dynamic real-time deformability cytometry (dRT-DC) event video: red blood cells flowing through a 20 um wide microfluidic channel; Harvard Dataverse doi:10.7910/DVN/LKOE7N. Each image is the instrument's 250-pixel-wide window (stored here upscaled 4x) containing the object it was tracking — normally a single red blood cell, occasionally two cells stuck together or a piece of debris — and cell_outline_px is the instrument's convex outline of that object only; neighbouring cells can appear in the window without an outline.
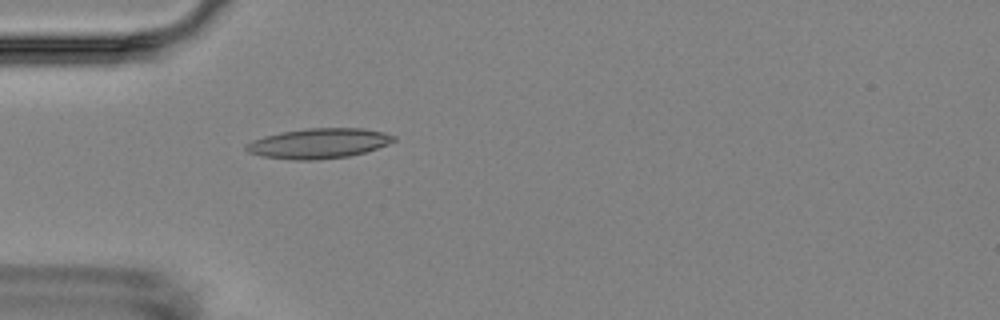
{"species": "Egyptian fruit bat (a non-hibernating species)", "species_latin": "Rousettus aegyptiacus", "temperature_condition": "room temperature", "stored_images_in_passage": 4, "camera_frame_rate_fps": 3000, "um_per_image_px": 0.085, "animal": {"sex": "female"}, "frame": {"image": 1, "passage_image": 4, "time_ms": 5.0, "image_size_px": [1000, 320], "cell_outline_px": [[396, 140], [388, 144], [364, 152], [348, 156], [312, 160], [296, 160], [264, 156], [248, 152], [244, 148], [244, 144], [252, 140], [264, 136], [280, 132], [304, 128], [364, 128], [384, 132], [396, 136]], "centroid_in_image_um": [27.08, 12.17], "position_along_channel_um": 57.9, "area_um2": 25.84}}